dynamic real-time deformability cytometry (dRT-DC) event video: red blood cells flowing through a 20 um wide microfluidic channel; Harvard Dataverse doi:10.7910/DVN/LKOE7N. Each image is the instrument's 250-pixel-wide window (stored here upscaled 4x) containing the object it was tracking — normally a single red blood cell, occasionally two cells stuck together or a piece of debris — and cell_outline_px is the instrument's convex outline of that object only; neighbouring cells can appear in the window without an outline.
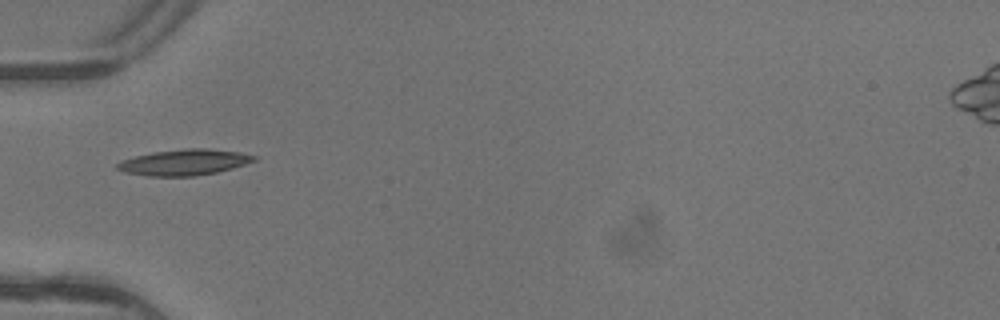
{"species": "common noctule bat (a hibernating species)", "species_latin": "Nyctalus noctula", "temperature_condition": "warm", "stored_images_in_passage": 2, "camera_frame_rate_fps": 3000, "um_per_image_px": 0.085, "animal": {"sex": "female"}, "frame": {"image": 1, "passage_image": 2, "time_ms": 0.333, "image_size_px": [1000, 320], "cell_outline_px": [[256, 160], [232, 168], [216, 172], [196, 176], [148, 176], [124, 172], [116, 168], [116, 164], [120, 160], [152, 152], [184, 148], [204, 148], [240, 152], [256, 156]], "centroid_in_image_um": [15.62, 13.79], "position_along_channel_um": 69.4, "area_um2": 20.63}}